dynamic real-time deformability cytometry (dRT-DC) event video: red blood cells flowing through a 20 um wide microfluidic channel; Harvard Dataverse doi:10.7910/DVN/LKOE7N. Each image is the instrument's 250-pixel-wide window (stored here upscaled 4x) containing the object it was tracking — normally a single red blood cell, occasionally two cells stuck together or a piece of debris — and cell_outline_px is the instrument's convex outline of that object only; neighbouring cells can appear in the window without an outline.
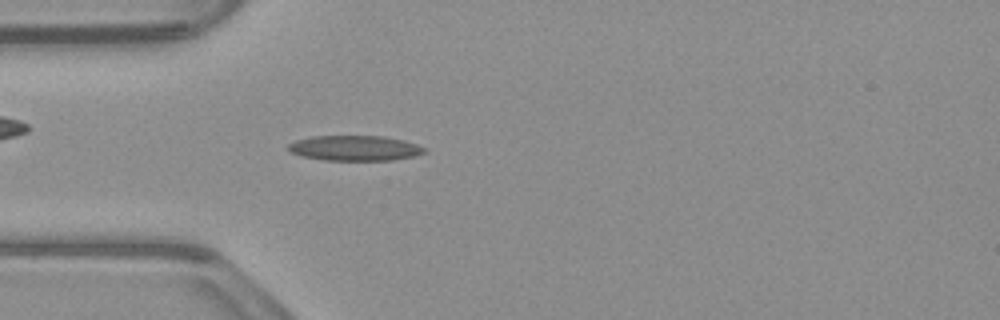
{"species": "common noctule bat (a hibernating species)", "species_latin": "Nyctalus noctula", "temperature_condition": "warm", "stored_images_in_passage": 52, "camera_frame_rate_fps": 3000, "um_per_image_px": 0.085, "animal": {"sex": "male", "body_mass_g": 23.1, "forearm_length_mm": 52.7}, "frame": {"image": 1, "passage_image": 14, "time_ms": 4.333, "image_size_px": [1000, 320], "cell_outline_px": [[428, 152], [416, 156], [392, 160], [324, 160], [300, 156], [292, 152], [288, 148], [288, 144], [296, 140], [312, 136], [380, 136], [404, 140], [428, 148]], "centroid_in_image_um": [30.21, 12.59], "position_along_channel_um": 54.8, "area_um2": 20.11}}
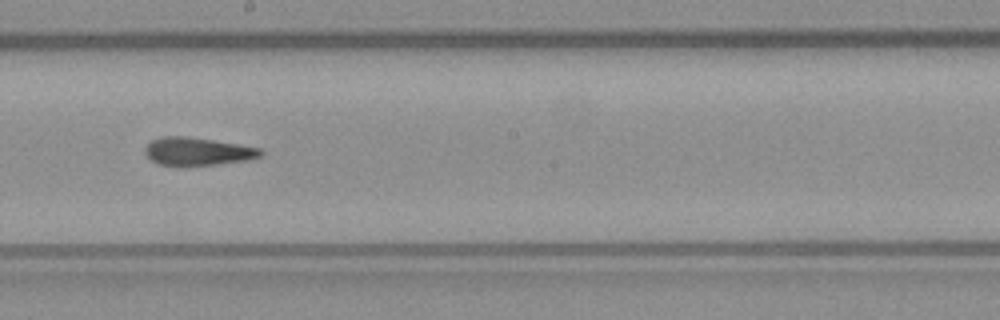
{"frame": {"image": 2, "passage_image": 28, "time_ms": 9.0, "image_size_px": [1000, 320], "cell_outline_px": [[264, 156], [248, 160], [216, 164], [180, 168], [176, 168], [156, 164], [144, 152], [144, 148], [152, 140], [160, 136], [184, 136], [212, 140], [260, 148], [264, 152]], "centroid_in_image_um": [16.76, 12.91], "position_along_channel_um": 231.4, "area_um2": 19.36}}
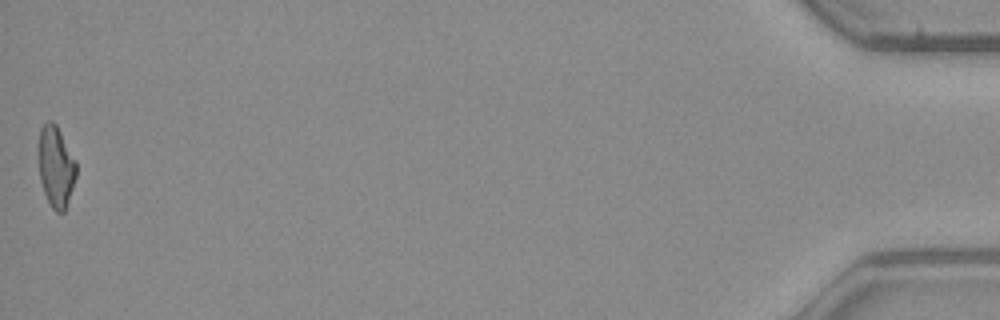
{"frame": {"image": 3, "passage_image": 52, "time_ms": 17.0, "image_size_px": [1000, 320], "cell_outline_px": [[76, 176], [64, 212], [56, 212], [52, 208], [44, 192], [40, 180], [40, 128], [48, 120], [52, 120], [56, 124], [76, 160]], "centroid_in_image_um": [4.77, 14.15], "position_along_channel_um": 430.4, "area_um2": 17.4}, "authors_computed_cell_mechanics": {"area_um2": 19.0451, "velocity_mm_per_s": 3.8448, "shape_relaxation_time_tau1_ms": null, "shape_relaxation_time_tau2_ms": 3.1054, "deformation_change_tau1": null, "deformation_change_tau2": 0.1299}}